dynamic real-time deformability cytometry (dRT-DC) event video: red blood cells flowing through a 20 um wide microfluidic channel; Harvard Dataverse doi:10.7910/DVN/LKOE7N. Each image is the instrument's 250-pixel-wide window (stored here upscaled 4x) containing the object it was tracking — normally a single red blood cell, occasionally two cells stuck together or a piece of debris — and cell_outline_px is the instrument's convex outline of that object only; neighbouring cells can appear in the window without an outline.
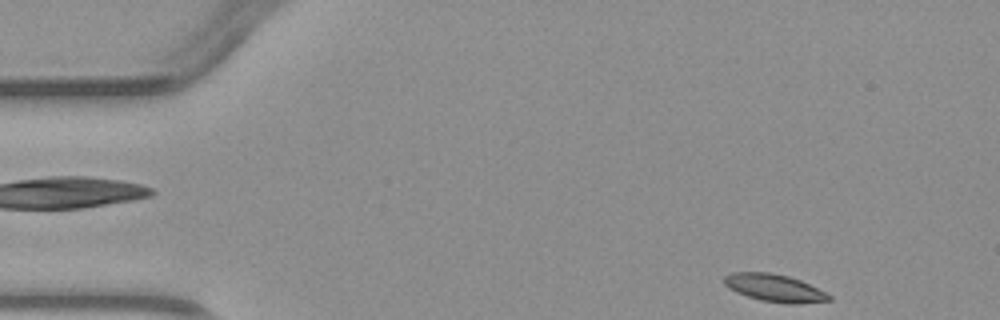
{"species": "common noctule bat (a hibernating species)", "species_latin": "Nyctalus noctula", "temperature_condition": "warm", "stored_images_in_passage": 4, "camera_frame_rate_fps": 3000, "um_per_image_px": 0.085, "animal": {"sex": "male", "body_mass_g": 23.1, "forearm_length_mm": 52.7}, "frame": {"image": 1, "passage_image": 4, "time_ms": 4.333, "image_size_px": [1000, 320], "cell_outline_px": [[832, 300], [800, 304], [788, 304], [760, 300], [736, 292], [728, 288], [724, 284], [724, 276], [732, 272], [768, 272], [788, 276], [800, 280], [832, 296]], "centroid_in_image_um": [65.82, 24.48], "position_along_channel_um": 19.2, "area_um2": 16.76}}